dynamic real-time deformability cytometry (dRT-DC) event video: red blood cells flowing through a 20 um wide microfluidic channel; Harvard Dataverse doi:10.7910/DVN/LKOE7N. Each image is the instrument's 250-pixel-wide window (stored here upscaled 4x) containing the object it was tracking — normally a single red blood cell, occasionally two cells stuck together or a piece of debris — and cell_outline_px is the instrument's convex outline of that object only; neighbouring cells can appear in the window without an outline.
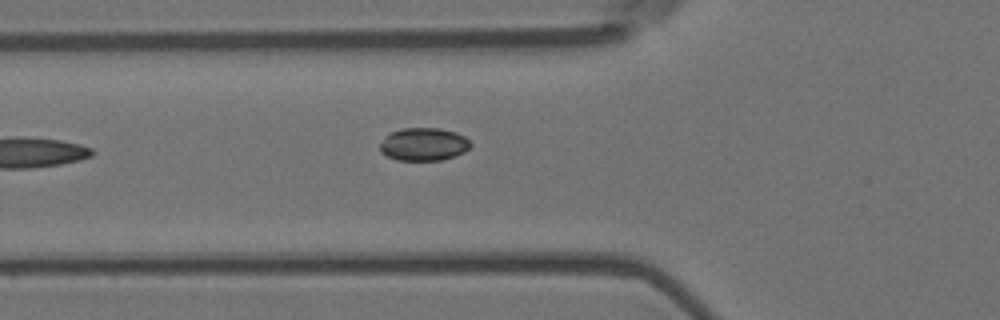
{"species": "Egyptian fruit bat (a non-hibernating species)", "species_latin": "Rousettus aegyptiacus", "temperature_condition": "room temperature", "stored_images_in_passage": 6, "camera_frame_rate_fps": 3000, "um_per_image_px": 0.085, "animal": {"sex": "female"}, "frame": {"image": 1, "passage_image": 6, "time_ms": 1.667, "image_size_px": [1000, 320], "cell_outline_px": [[472, 144], [464, 152], [440, 160], [396, 160], [380, 152], [380, 144], [384, 136], [400, 128], [440, 128], [456, 132], [464, 136]], "centroid_in_image_um": [35.98, 12.25], "position_along_channel_um": 89.8, "area_um2": 17.34}}